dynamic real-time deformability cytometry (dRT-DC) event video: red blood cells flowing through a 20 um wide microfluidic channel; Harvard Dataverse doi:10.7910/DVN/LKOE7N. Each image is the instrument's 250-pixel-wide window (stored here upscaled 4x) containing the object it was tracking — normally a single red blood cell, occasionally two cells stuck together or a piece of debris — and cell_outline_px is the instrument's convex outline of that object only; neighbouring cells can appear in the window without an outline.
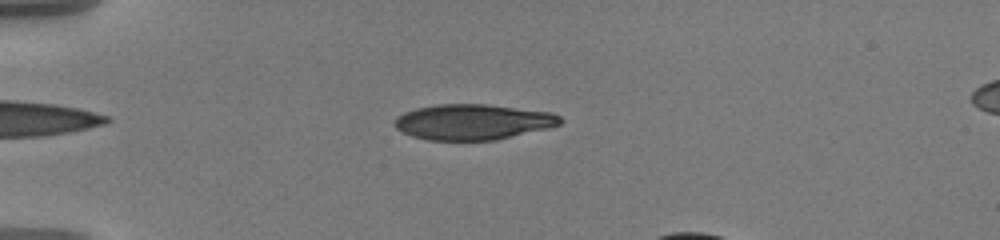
{"species": "human", "species_latin": "Homo sapiens", "temperature_condition": "warm", "stored_images_in_passage": 48, "camera_frame_rate_fps": 3000, "um_per_image_px": 0.085, "donor": {"sex": "male"}, "frame": {"image": 1, "passage_image": 10, "time_ms": 3.0, "image_size_px": [1000, 240], "cell_outline_px": [[564, 120], [560, 124], [548, 128], [496, 140], [428, 140], [412, 136], [396, 128], [392, 124], [396, 116], [404, 112], [416, 108], [436, 104], [488, 104], [552, 112], [560, 116]], "centroid_in_image_um": [40.19, 10.36], "position_along_channel_um": 44.8, "area_um2": 34.51}}
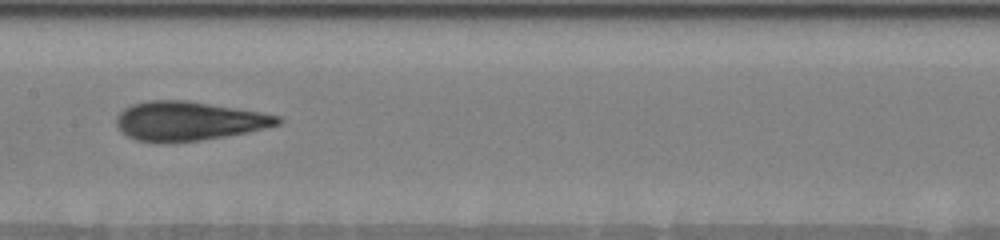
{"frame": {"image": 2, "passage_image": 25, "time_ms": 8.0, "image_size_px": [1000, 240], "cell_outline_px": [[284, 120], [280, 124], [248, 132], [200, 140], [172, 144], [160, 144], [136, 140], [120, 132], [116, 124], [116, 116], [124, 108], [132, 104], [148, 100], [188, 100], [260, 112], [280, 116]], "centroid_in_image_um": [15.98, 10.3], "position_along_channel_um": 191.4, "area_um2": 37.22}}
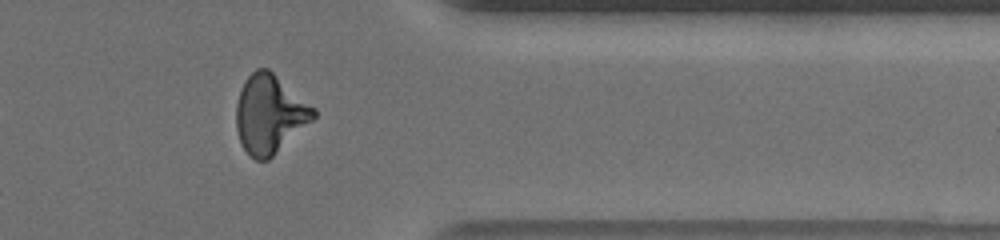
{"frame": {"image": 3, "passage_image": 42, "time_ms": 13.667, "image_size_px": [1000, 240], "cell_outline_px": [[316, 116], [312, 120], [268, 160], [256, 160], [244, 148], [240, 140], [236, 128], [236, 104], [244, 80], [256, 68], [268, 68], [316, 108]], "centroid_in_image_um": [22.92, 9.67], "position_along_channel_um": 388.5, "area_um2": 35.03}}